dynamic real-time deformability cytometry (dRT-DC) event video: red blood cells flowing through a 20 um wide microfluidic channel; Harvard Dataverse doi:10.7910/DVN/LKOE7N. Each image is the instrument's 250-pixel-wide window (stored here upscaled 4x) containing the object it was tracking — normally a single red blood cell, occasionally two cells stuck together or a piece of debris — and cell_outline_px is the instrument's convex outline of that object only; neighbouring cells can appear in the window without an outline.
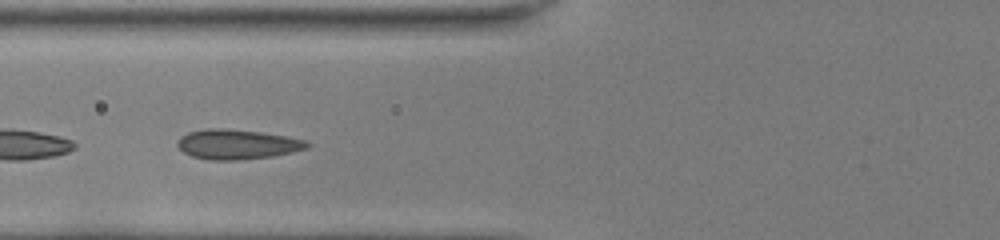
{"species": "common noctule bat (a hibernating species)", "species_latin": "Nyctalus noctula", "temperature_condition": "room temperature", "stored_images_in_passage": 44, "camera_frame_rate_fps": 3000, "um_per_image_px": 0.085, "animal": {"sex": "female", "body_mass_g": 22.0, "forearm_length_mm": 56.7}, "frame": {"image": 1, "passage_image": 15, "time_ms": 4.667, "image_size_px": [1000, 240], "cell_outline_px": [[312, 144], [308, 148], [292, 152], [272, 156], [240, 160], [208, 160], [192, 156], [184, 152], [176, 144], [180, 136], [188, 132], [208, 128], [220, 128], [260, 132], [288, 136], [308, 140]], "centroid_in_image_um": [20.19, 12.27], "position_along_channel_um": 105.6, "area_um2": 22.66}}
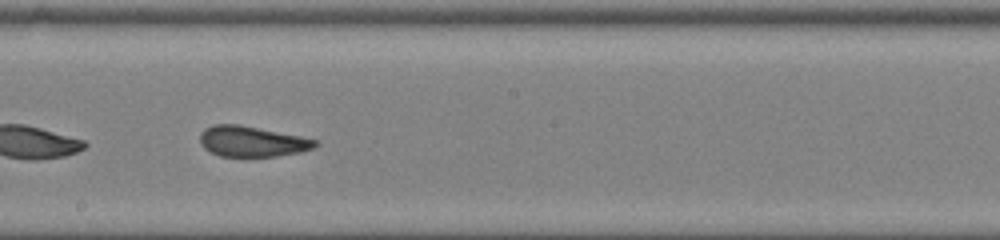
{"frame": {"image": 2, "passage_image": 24, "time_ms": 7.667, "image_size_px": [1000, 240], "cell_outline_px": [[320, 144], [312, 148], [300, 152], [276, 156], [220, 156], [204, 148], [200, 144], [200, 132], [204, 128], [216, 124], [240, 124], [320, 140]], "centroid_in_image_um": [21.43, 12.01], "position_along_channel_um": 226.8, "area_um2": 20.58}}
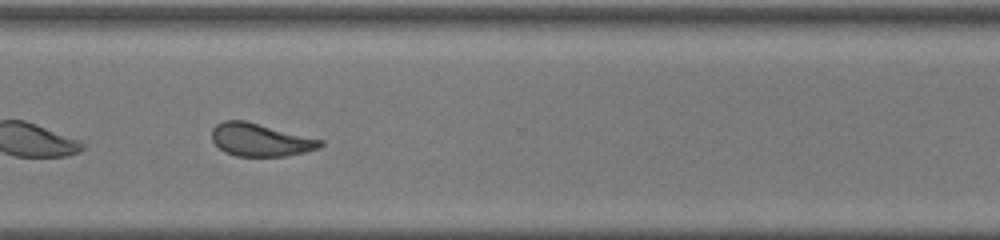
{"frame": {"image": 3, "passage_image": 33, "time_ms": 10.667, "image_size_px": [1000, 240], "cell_outline_px": [[324, 144], [320, 148], [304, 152], [284, 156], [236, 156], [224, 152], [212, 140], [212, 128], [216, 124], [224, 120], [244, 120], [324, 140]], "centroid_in_image_um": [22.13, 11.88], "position_along_channel_um": 348.5, "area_um2": 20.75}, "authors_computed_cell_mechanics": {"area_um2": 21.8195, "velocity_mm_per_s": 4.0524, "shape_relaxation_time_tau1_ms": 8.067, "shape_relaxation_time_tau2_ms": 0.904, "deformation_change_tau1": 0.1508, "deformation_change_tau2": 0.0488}}